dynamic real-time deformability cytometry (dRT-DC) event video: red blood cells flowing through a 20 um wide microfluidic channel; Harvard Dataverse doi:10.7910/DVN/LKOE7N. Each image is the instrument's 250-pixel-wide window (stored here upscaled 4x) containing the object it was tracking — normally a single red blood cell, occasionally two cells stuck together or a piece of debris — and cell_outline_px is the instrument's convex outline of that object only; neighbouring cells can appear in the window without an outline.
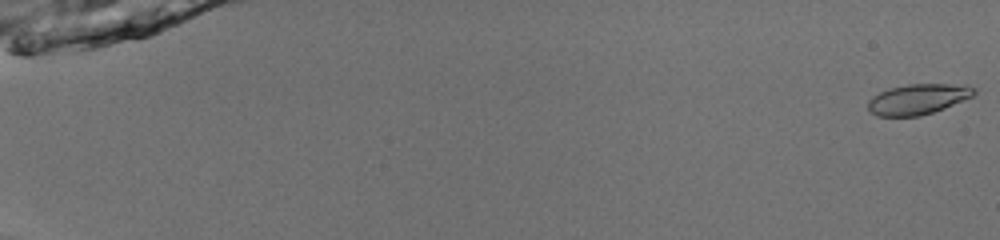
{"species": "common noctule bat (a hibernating species)", "species_latin": "Nyctalus noctula", "temperature_condition": "room temperature", "stored_images_in_passage": 53, "camera_frame_rate_fps": 3000, "um_per_image_px": 0.085, "animal": {"sex": "male", "body_mass_g": 13.0, "forearm_length_mm": 53.1}, "frame": {"image": 1, "passage_image": 1, "time_ms": 0.0, "image_size_px": [1000, 240], "cell_outline_px": [[976, 92], [972, 96], [944, 108], [920, 116], [876, 116], [868, 108], [868, 100], [880, 92], [888, 88], [908, 84], [968, 84], [976, 88]], "centroid_in_image_um": [78.04, 8.41], "position_along_channel_um": 7.0, "area_um2": 18.79}}
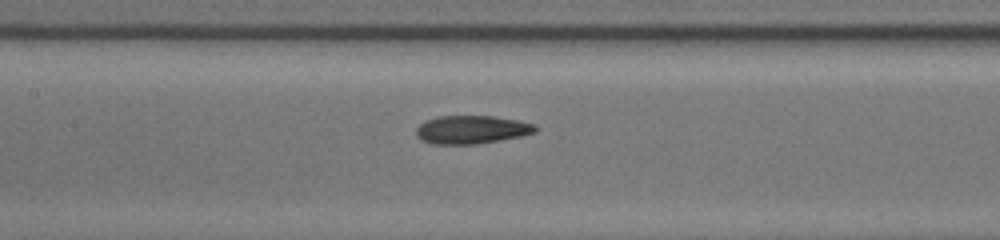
{"frame": {"image": 2, "passage_image": 28, "time_ms": 9.0, "image_size_px": [1000, 240], "cell_outline_px": [[536, 132], [520, 136], [500, 140], [476, 144], [432, 144], [420, 140], [416, 136], [416, 128], [424, 120], [440, 116], [492, 116], [516, 120], [536, 124]], "centroid_in_image_um": [40.04, 11.02], "position_along_channel_um": 167.4, "area_um2": 19.65}}
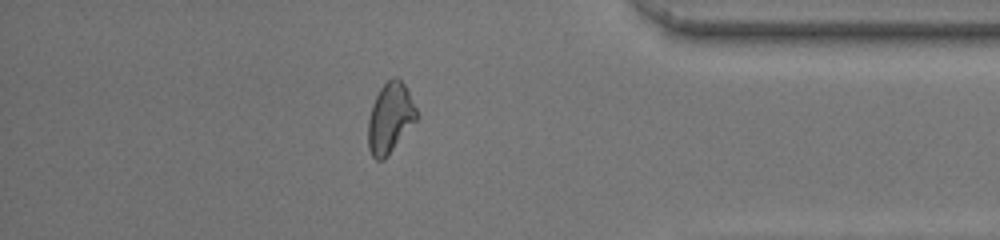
{"frame": {"image": 3, "passage_image": 47, "time_ms": 15.333, "image_size_px": [1000, 240], "cell_outline_px": [[420, 116], [384, 160], [376, 160], [372, 156], [368, 148], [368, 120], [372, 104], [380, 88], [392, 76], [396, 76], [404, 84]], "centroid_in_image_um": [33.16, 10.03], "position_along_channel_um": 402.0, "area_um2": 19.83}, "authors_computed_cell_mechanics": {"area_um2": 19.4786, "velocity_mm_per_s": 4.0002, "shape_relaxation_time_tau1_ms": null, "shape_relaxation_time_tau2_ms": 5.2468, "deformation_change_tau1": null, "deformation_change_tau2": 0.0783}}